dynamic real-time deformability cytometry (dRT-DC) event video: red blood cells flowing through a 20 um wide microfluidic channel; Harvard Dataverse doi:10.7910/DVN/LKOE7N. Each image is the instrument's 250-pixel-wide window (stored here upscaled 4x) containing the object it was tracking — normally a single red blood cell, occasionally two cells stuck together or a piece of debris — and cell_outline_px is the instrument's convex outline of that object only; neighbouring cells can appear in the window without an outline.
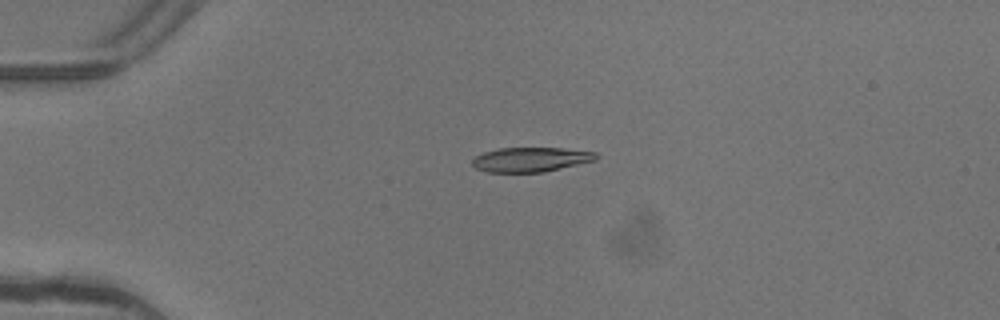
{"species": "common noctule bat (a hibernating species)", "species_latin": "Nyctalus noctula", "temperature_condition": "warm", "stored_images_in_passage": 5, "camera_frame_rate_fps": 3000, "um_per_image_px": 0.085, "animal": {"sex": "female"}, "frame": {"image": 1, "passage_image": 3, "time_ms": 0.667, "image_size_px": [1000, 320], "cell_outline_px": [[600, 156], [596, 160], [544, 172], [488, 172], [476, 168], [472, 164], [472, 160], [476, 156], [484, 152], [500, 148], [564, 148], [596, 152]], "centroid_in_image_um": [45.15, 13.55], "position_along_channel_um": 39.9, "area_um2": 17.69}}
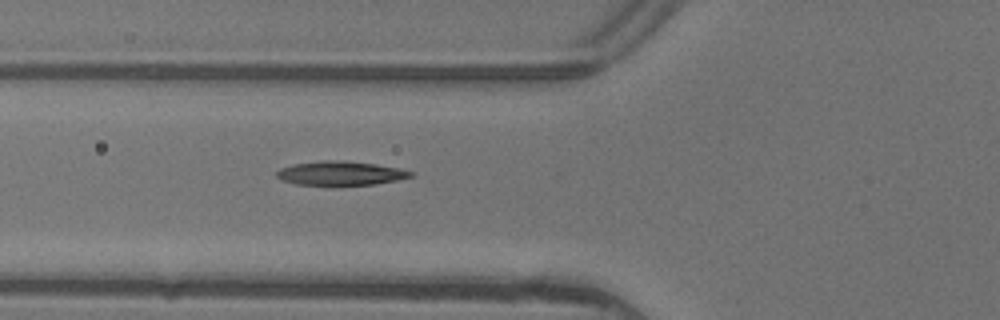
{"frame": {"image": 2, "passage_image": 5, "time_ms": 1.333, "image_size_px": [1000, 320], "cell_outline_px": [[412, 176], [396, 180], [372, 184], [296, 184], [284, 180], [276, 176], [276, 172], [280, 168], [292, 164], [320, 160], [344, 160], [376, 164], [400, 168], [412, 172]], "centroid_in_image_um": [28.92, 14.7], "position_along_channel_um": 96.9, "area_um2": 18.44}}